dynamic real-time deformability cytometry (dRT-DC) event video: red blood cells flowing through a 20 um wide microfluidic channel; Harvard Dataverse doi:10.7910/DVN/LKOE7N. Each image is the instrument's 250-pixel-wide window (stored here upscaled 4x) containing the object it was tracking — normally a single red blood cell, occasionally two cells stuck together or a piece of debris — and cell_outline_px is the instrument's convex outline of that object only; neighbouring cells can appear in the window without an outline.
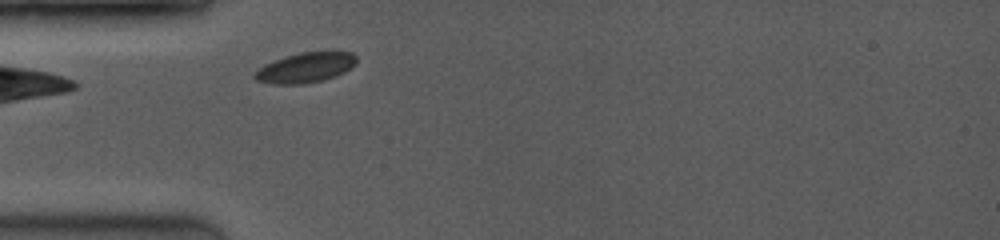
{"species": "common noctule bat (a hibernating species)", "species_latin": "Nyctalus noctula", "temperature_condition": "room temperature", "stored_images_in_passage": 34, "camera_frame_rate_fps": 3500, "um_per_image_px": 0.085, "animal": {"sex": "female", "body_mass_g": 19.0, "forearm_length_mm": 53.3}, "frame": {"image": 1, "passage_image": 2, "time_ms": 0.286, "image_size_px": [1000, 240], "cell_outline_px": [[356, 64], [344, 72], [336, 76], [324, 80], [304, 84], [272, 84], [256, 80], [252, 76], [252, 72], [264, 64], [272, 60], [284, 56], [300, 52], [332, 48], [352, 52], [356, 56]], "centroid_in_image_um": [25.99, 5.7], "position_along_channel_um": 59.0, "area_um2": 18.84}}
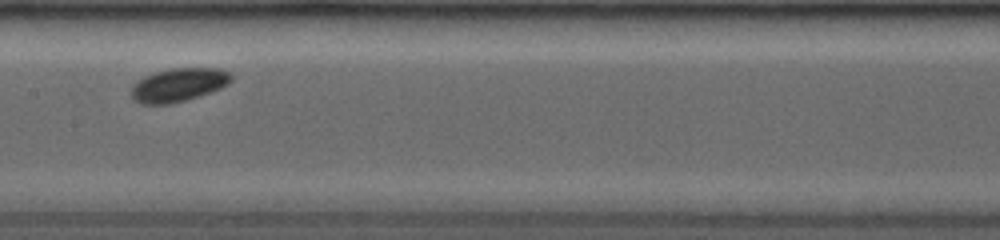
{"frame": {"image": 2, "passage_image": 14, "time_ms": 3.714, "image_size_px": [1000, 240], "cell_outline_px": [[232, 80], [228, 84], [220, 88], [184, 100], [168, 104], [140, 104], [132, 100], [132, 84], [136, 80], [144, 76], [156, 72], [172, 68], [220, 68], [232, 72]], "centroid_in_image_um": [15.16, 7.2], "position_along_channel_um": 192.2, "area_um2": 19.48}}
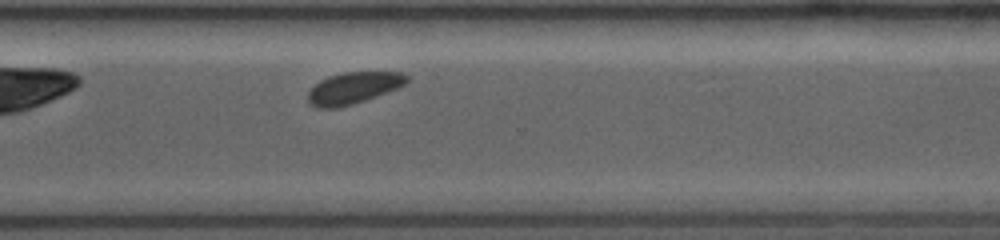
{"frame": {"image": 3, "passage_image": 27, "time_ms": 7.429, "image_size_px": [1000, 240], "cell_outline_px": [[408, 80], [404, 84], [396, 88], [364, 100], [352, 104], [336, 108], [316, 108], [308, 104], [308, 92], [320, 80], [328, 76], [344, 72], [404, 72], [408, 76]], "centroid_in_image_um": [30.0, 7.47], "position_along_channel_um": 340.6, "area_um2": 18.03}}